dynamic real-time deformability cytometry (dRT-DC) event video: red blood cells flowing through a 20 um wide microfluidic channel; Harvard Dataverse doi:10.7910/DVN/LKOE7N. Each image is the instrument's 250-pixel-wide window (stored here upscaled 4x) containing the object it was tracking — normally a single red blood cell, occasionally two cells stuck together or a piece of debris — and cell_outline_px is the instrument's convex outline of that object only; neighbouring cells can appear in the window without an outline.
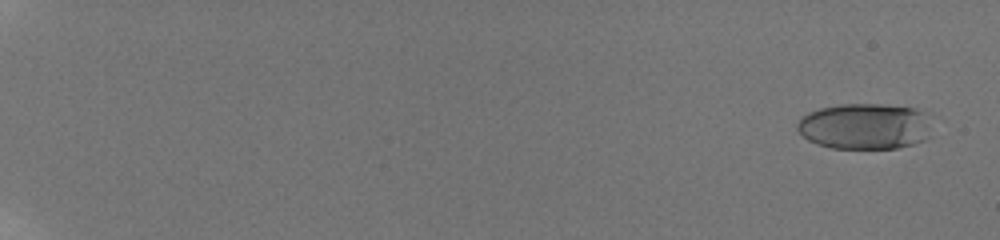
{"species": "human", "species_latin": "Homo sapiens", "temperature_condition": "room temperature", "stored_images_in_passage": 77, "camera_frame_rate_fps": 3000, "um_per_image_px": 0.085, "donor": {"sex": "male"}, "frame": {"image": 1, "passage_image": 4, "time_ms": 0.667, "image_size_px": [1000, 240], "cell_outline_px": [[928, 136], [924, 140], [912, 144], [896, 148], [832, 148], [816, 144], [808, 140], [796, 128], [796, 124], [808, 112], [820, 108], [840, 104], [880, 104], [916, 108], [920, 112]], "centroid_in_image_um": [73.38, 10.74], "position_along_channel_um": 11.6, "area_um2": 35.26}}
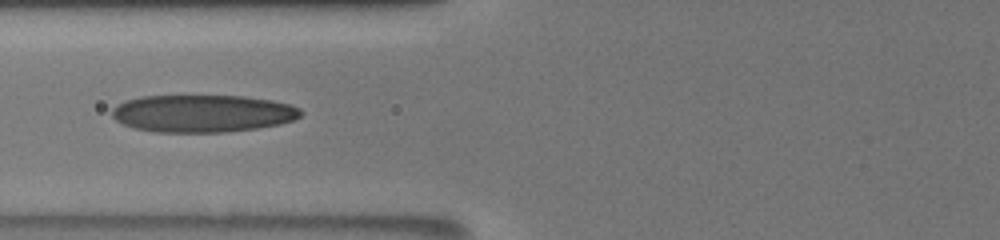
{"frame": {"image": 2, "passage_image": 37, "time_ms": 9.333, "image_size_px": [1000, 240], "cell_outline_px": [[304, 112], [300, 116], [292, 120], [280, 124], [256, 128], [224, 132], [156, 132], [136, 128], [124, 124], [116, 120], [112, 116], [112, 108], [124, 100], [140, 96], [244, 96], [272, 100], [288, 104], [300, 108]], "centroid_in_image_um": [17.22, 9.64], "position_along_channel_um": 108.6, "area_um2": 41.15}}
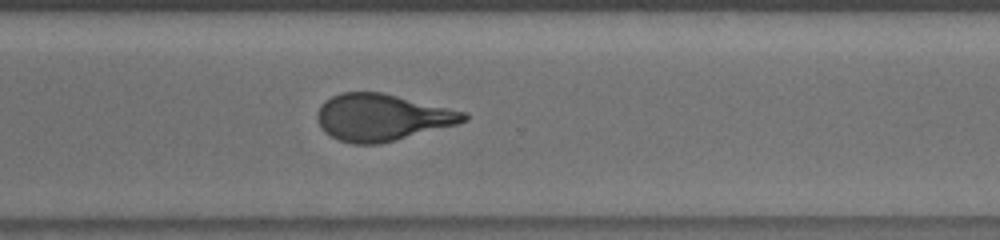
{"frame": {"image": 3, "passage_image": 61, "time_ms": 15.333, "image_size_px": [1000, 240], "cell_outline_px": [[468, 120], [456, 124], [396, 140], [380, 144], [352, 144], [340, 140], [324, 132], [316, 116], [316, 112], [324, 100], [340, 92], [380, 92], [468, 112]], "centroid_in_image_um": [32.46, 9.97], "position_along_channel_um": 338.1, "area_um2": 39.88}, "authors_computed_cell_mechanics": {"area_um2": 39.4774, "velocity_mm_per_s": 3.8307, "shape_relaxation_time_tau1_ms": 5.4209, "shape_relaxation_time_tau2_ms": 1.4021, "deformation_change_tau1": 0.2135, "deformation_change_tau2": 0.0912}}